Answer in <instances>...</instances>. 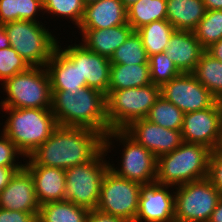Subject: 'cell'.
I'll list each match as a JSON object with an SVG mask.
<instances>
[{"label": "cell", "instance_id": "cell-1", "mask_svg": "<svg viewBox=\"0 0 222 222\" xmlns=\"http://www.w3.org/2000/svg\"><path fill=\"white\" fill-rule=\"evenodd\" d=\"M103 149L102 133L86 127L58 125L43 144L23 158V162L66 170L93 160Z\"/></svg>", "mask_w": 222, "mask_h": 222}, {"label": "cell", "instance_id": "cell-2", "mask_svg": "<svg viewBox=\"0 0 222 222\" xmlns=\"http://www.w3.org/2000/svg\"><path fill=\"white\" fill-rule=\"evenodd\" d=\"M51 93V111L59 126L86 127L104 136L109 132L105 94L88 86Z\"/></svg>", "mask_w": 222, "mask_h": 222}, {"label": "cell", "instance_id": "cell-3", "mask_svg": "<svg viewBox=\"0 0 222 222\" xmlns=\"http://www.w3.org/2000/svg\"><path fill=\"white\" fill-rule=\"evenodd\" d=\"M7 119L2 132L28 157L58 126L51 109L1 107Z\"/></svg>", "mask_w": 222, "mask_h": 222}, {"label": "cell", "instance_id": "cell-4", "mask_svg": "<svg viewBox=\"0 0 222 222\" xmlns=\"http://www.w3.org/2000/svg\"><path fill=\"white\" fill-rule=\"evenodd\" d=\"M211 152L205 145L183 142L157 158L156 182L177 187L207 178Z\"/></svg>", "mask_w": 222, "mask_h": 222}, {"label": "cell", "instance_id": "cell-5", "mask_svg": "<svg viewBox=\"0 0 222 222\" xmlns=\"http://www.w3.org/2000/svg\"><path fill=\"white\" fill-rule=\"evenodd\" d=\"M116 141L117 144L119 142V145H123L121 146L123 148L122 157L118 162L120 163L118 167L109 163V169L116 175L141 185L155 182L157 157L144 146L138 144L124 130H110L104 136V150L107 155L114 149Z\"/></svg>", "mask_w": 222, "mask_h": 222}, {"label": "cell", "instance_id": "cell-6", "mask_svg": "<svg viewBox=\"0 0 222 222\" xmlns=\"http://www.w3.org/2000/svg\"><path fill=\"white\" fill-rule=\"evenodd\" d=\"M46 25L29 20L3 24L11 47L30 67H45L57 47L58 38Z\"/></svg>", "mask_w": 222, "mask_h": 222}, {"label": "cell", "instance_id": "cell-7", "mask_svg": "<svg viewBox=\"0 0 222 222\" xmlns=\"http://www.w3.org/2000/svg\"><path fill=\"white\" fill-rule=\"evenodd\" d=\"M7 97L1 107L51 109V86L46 67H29L0 83Z\"/></svg>", "mask_w": 222, "mask_h": 222}, {"label": "cell", "instance_id": "cell-8", "mask_svg": "<svg viewBox=\"0 0 222 222\" xmlns=\"http://www.w3.org/2000/svg\"><path fill=\"white\" fill-rule=\"evenodd\" d=\"M160 86L150 83L143 87L108 90L106 117L110 130H124L133 121L144 119L156 99Z\"/></svg>", "mask_w": 222, "mask_h": 222}, {"label": "cell", "instance_id": "cell-9", "mask_svg": "<svg viewBox=\"0 0 222 222\" xmlns=\"http://www.w3.org/2000/svg\"><path fill=\"white\" fill-rule=\"evenodd\" d=\"M103 149L93 160L65 170L64 200L88 210L97 208L101 183L110 161Z\"/></svg>", "mask_w": 222, "mask_h": 222}, {"label": "cell", "instance_id": "cell-10", "mask_svg": "<svg viewBox=\"0 0 222 222\" xmlns=\"http://www.w3.org/2000/svg\"><path fill=\"white\" fill-rule=\"evenodd\" d=\"M220 198L208 178L175 187V222H208Z\"/></svg>", "mask_w": 222, "mask_h": 222}, {"label": "cell", "instance_id": "cell-11", "mask_svg": "<svg viewBox=\"0 0 222 222\" xmlns=\"http://www.w3.org/2000/svg\"><path fill=\"white\" fill-rule=\"evenodd\" d=\"M141 184L116 175L108 169L101 183L97 210L134 222L139 208Z\"/></svg>", "mask_w": 222, "mask_h": 222}, {"label": "cell", "instance_id": "cell-12", "mask_svg": "<svg viewBox=\"0 0 222 222\" xmlns=\"http://www.w3.org/2000/svg\"><path fill=\"white\" fill-rule=\"evenodd\" d=\"M160 95L184 114L212 107L218 99L192 73H181L160 87Z\"/></svg>", "mask_w": 222, "mask_h": 222}, {"label": "cell", "instance_id": "cell-13", "mask_svg": "<svg viewBox=\"0 0 222 222\" xmlns=\"http://www.w3.org/2000/svg\"><path fill=\"white\" fill-rule=\"evenodd\" d=\"M181 133L184 142L202 144L214 151L222 134L219 100L212 107L185 113Z\"/></svg>", "mask_w": 222, "mask_h": 222}, {"label": "cell", "instance_id": "cell-14", "mask_svg": "<svg viewBox=\"0 0 222 222\" xmlns=\"http://www.w3.org/2000/svg\"><path fill=\"white\" fill-rule=\"evenodd\" d=\"M174 190L175 187L156 181L141 185L139 208L134 222H175Z\"/></svg>", "mask_w": 222, "mask_h": 222}, {"label": "cell", "instance_id": "cell-15", "mask_svg": "<svg viewBox=\"0 0 222 222\" xmlns=\"http://www.w3.org/2000/svg\"><path fill=\"white\" fill-rule=\"evenodd\" d=\"M58 40L57 47L70 59L79 60V72L82 79H86L89 88L97 89L107 95L110 83V59L86 49L79 41V44L61 46ZM63 47V48H61Z\"/></svg>", "mask_w": 222, "mask_h": 222}, {"label": "cell", "instance_id": "cell-16", "mask_svg": "<svg viewBox=\"0 0 222 222\" xmlns=\"http://www.w3.org/2000/svg\"><path fill=\"white\" fill-rule=\"evenodd\" d=\"M124 131L157 158L174 151L184 142L181 130L164 128L145 118L133 121Z\"/></svg>", "mask_w": 222, "mask_h": 222}, {"label": "cell", "instance_id": "cell-17", "mask_svg": "<svg viewBox=\"0 0 222 222\" xmlns=\"http://www.w3.org/2000/svg\"><path fill=\"white\" fill-rule=\"evenodd\" d=\"M0 208L27 213H39L35 187L30 172L23 166L0 192Z\"/></svg>", "mask_w": 222, "mask_h": 222}, {"label": "cell", "instance_id": "cell-18", "mask_svg": "<svg viewBox=\"0 0 222 222\" xmlns=\"http://www.w3.org/2000/svg\"><path fill=\"white\" fill-rule=\"evenodd\" d=\"M24 167L32 176L40 206L48 202L64 201L65 169L37 164H24Z\"/></svg>", "mask_w": 222, "mask_h": 222}, {"label": "cell", "instance_id": "cell-19", "mask_svg": "<svg viewBox=\"0 0 222 222\" xmlns=\"http://www.w3.org/2000/svg\"><path fill=\"white\" fill-rule=\"evenodd\" d=\"M205 49L191 31L175 30L165 53L181 73H192Z\"/></svg>", "mask_w": 222, "mask_h": 222}, {"label": "cell", "instance_id": "cell-20", "mask_svg": "<svg viewBox=\"0 0 222 222\" xmlns=\"http://www.w3.org/2000/svg\"><path fill=\"white\" fill-rule=\"evenodd\" d=\"M127 23V9L121 0H99L85 6L78 29H108Z\"/></svg>", "mask_w": 222, "mask_h": 222}, {"label": "cell", "instance_id": "cell-21", "mask_svg": "<svg viewBox=\"0 0 222 222\" xmlns=\"http://www.w3.org/2000/svg\"><path fill=\"white\" fill-rule=\"evenodd\" d=\"M51 91L80 89L87 86L79 72V60H70L56 47L46 64Z\"/></svg>", "mask_w": 222, "mask_h": 222}, {"label": "cell", "instance_id": "cell-22", "mask_svg": "<svg viewBox=\"0 0 222 222\" xmlns=\"http://www.w3.org/2000/svg\"><path fill=\"white\" fill-rule=\"evenodd\" d=\"M81 44L88 50L111 58L115 50L122 45L134 31L127 23L108 29H78Z\"/></svg>", "mask_w": 222, "mask_h": 222}, {"label": "cell", "instance_id": "cell-23", "mask_svg": "<svg viewBox=\"0 0 222 222\" xmlns=\"http://www.w3.org/2000/svg\"><path fill=\"white\" fill-rule=\"evenodd\" d=\"M206 11L203 0H167L166 20L176 30L193 32Z\"/></svg>", "mask_w": 222, "mask_h": 222}, {"label": "cell", "instance_id": "cell-24", "mask_svg": "<svg viewBox=\"0 0 222 222\" xmlns=\"http://www.w3.org/2000/svg\"><path fill=\"white\" fill-rule=\"evenodd\" d=\"M150 83L149 64H111L108 90L143 87Z\"/></svg>", "mask_w": 222, "mask_h": 222}, {"label": "cell", "instance_id": "cell-25", "mask_svg": "<svg viewBox=\"0 0 222 222\" xmlns=\"http://www.w3.org/2000/svg\"><path fill=\"white\" fill-rule=\"evenodd\" d=\"M89 210L70 201L48 202L40 206L37 222H86Z\"/></svg>", "mask_w": 222, "mask_h": 222}, {"label": "cell", "instance_id": "cell-26", "mask_svg": "<svg viewBox=\"0 0 222 222\" xmlns=\"http://www.w3.org/2000/svg\"><path fill=\"white\" fill-rule=\"evenodd\" d=\"M166 17L167 0H138L127 9V22L134 31Z\"/></svg>", "mask_w": 222, "mask_h": 222}, {"label": "cell", "instance_id": "cell-27", "mask_svg": "<svg viewBox=\"0 0 222 222\" xmlns=\"http://www.w3.org/2000/svg\"><path fill=\"white\" fill-rule=\"evenodd\" d=\"M176 29L166 20H157L139 28L143 46L150 57L166 51L170 37Z\"/></svg>", "mask_w": 222, "mask_h": 222}, {"label": "cell", "instance_id": "cell-28", "mask_svg": "<svg viewBox=\"0 0 222 222\" xmlns=\"http://www.w3.org/2000/svg\"><path fill=\"white\" fill-rule=\"evenodd\" d=\"M41 12L42 0H0V24L16 20L42 22L38 19Z\"/></svg>", "mask_w": 222, "mask_h": 222}, {"label": "cell", "instance_id": "cell-29", "mask_svg": "<svg viewBox=\"0 0 222 222\" xmlns=\"http://www.w3.org/2000/svg\"><path fill=\"white\" fill-rule=\"evenodd\" d=\"M192 74L218 100L222 97V62L220 60L213 58L205 51Z\"/></svg>", "mask_w": 222, "mask_h": 222}, {"label": "cell", "instance_id": "cell-30", "mask_svg": "<svg viewBox=\"0 0 222 222\" xmlns=\"http://www.w3.org/2000/svg\"><path fill=\"white\" fill-rule=\"evenodd\" d=\"M184 113L160 95L145 119L164 128L181 130Z\"/></svg>", "mask_w": 222, "mask_h": 222}, {"label": "cell", "instance_id": "cell-31", "mask_svg": "<svg viewBox=\"0 0 222 222\" xmlns=\"http://www.w3.org/2000/svg\"><path fill=\"white\" fill-rule=\"evenodd\" d=\"M111 64H149V56L143 46L141 36L133 31L110 58Z\"/></svg>", "mask_w": 222, "mask_h": 222}, {"label": "cell", "instance_id": "cell-32", "mask_svg": "<svg viewBox=\"0 0 222 222\" xmlns=\"http://www.w3.org/2000/svg\"><path fill=\"white\" fill-rule=\"evenodd\" d=\"M195 37L206 50L222 39V10L206 11L205 16L193 31Z\"/></svg>", "mask_w": 222, "mask_h": 222}, {"label": "cell", "instance_id": "cell-33", "mask_svg": "<svg viewBox=\"0 0 222 222\" xmlns=\"http://www.w3.org/2000/svg\"><path fill=\"white\" fill-rule=\"evenodd\" d=\"M43 14L68 19L78 28L84 15L85 5L82 0H42Z\"/></svg>", "mask_w": 222, "mask_h": 222}, {"label": "cell", "instance_id": "cell-34", "mask_svg": "<svg viewBox=\"0 0 222 222\" xmlns=\"http://www.w3.org/2000/svg\"><path fill=\"white\" fill-rule=\"evenodd\" d=\"M149 69L152 83L160 87L181 74L165 52L149 57Z\"/></svg>", "mask_w": 222, "mask_h": 222}, {"label": "cell", "instance_id": "cell-35", "mask_svg": "<svg viewBox=\"0 0 222 222\" xmlns=\"http://www.w3.org/2000/svg\"><path fill=\"white\" fill-rule=\"evenodd\" d=\"M29 67L27 62L11 46L0 49V81L2 83L17 73L26 71Z\"/></svg>", "mask_w": 222, "mask_h": 222}, {"label": "cell", "instance_id": "cell-36", "mask_svg": "<svg viewBox=\"0 0 222 222\" xmlns=\"http://www.w3.org/2000/svg\"><path fill=\"white\" fill-rule=\"evenodd\" d=\"M22 156L24 157V155L16 148L13 141L10 140L1 131L0 132V166H3V167H23L24 164L22 162H17V161H19L20 157H21V159L23 158Z\"/></svg>", "mask_w": 222, "mask_h": 222}, {"label": "cell", "instance_id": "cell-37", "mask_svg": "<svg viewBox=\"0 0 222 222\" xmlns=\"http://www.w3.org/2000/svg\"><path fill=\"white\" fill-rule=\"evenodd\" d=\"M207 178L219 190L222 197V157L215 151L210 155Z\"/></svg>", "mask_w": 222, "mask_h": 222}, {"label": "cell", "instance_id": "cell-38", "mask_svg": "<svg viewBox=\"0 0 222 222\" xmlns=\"http://www.w3.org/2000/svg\"><path fill=\"white\" fill-rule=\"evenodd\" d=\"M38 213H27L0 208V222H37Z\"/></svg>", "mask_w": 222, "mask_h": 222}, {"label": "cell", "instance_id": "cell-39", "mask_svg": "<svg viewBox=\"0 0 222 222\" xmlns=\"http://www.w3.org/2000/svg\"><path fill=\"white\" fill-rule=\"evenodd\" d=\"M86 222H127L123 218L103 213L97 209L89 210Z\"/></svg>", "mask_w": 222, "mask_h": 222}, {"label": "cell", "instance_id": "cell-40", "mask_svg": "<svg viewBox=\"0 0 222 222\" xmlns=\"http://www.w3.org/2000/svg\"><path fill=\"white\" fill-rule=\"evenodd\" d=\"M22 167H3L0 166V192L8 185L16 171Z\"/></svg>", "mask_w": 222, "mask_h": 222}, {"label": "cell", "instance_id": "cell-41", "mask_svg": "<svg viewBox=\"0 0 222 222\" xmlns=\"http://www.w3.org/2000/svg\"><path fill=\"white\" fill-rule=\"evenodd\" d=\"M205 51L210 54L213 58L222 62V39L212 44Z\"/></svg>", "mask_w": 222, "mask_h": 222}, {"label": "cell", "instance_id": "cell-42", "mask_svg": "<svg viewBox=\"0 0 222 222\" xmlns=\"http://www.w3.org/2000/svg\"><path fill=\"white\" fill-rule=\"evenodd\" d=\"M208 222H222V197L219 199Z\"/></svg>", "mask_w": 222, "mask_h": 222}, {"label": "cell", "instance_id": "cell-43", "mask_svg": "<svg viewBox=\"0 0 222 222\" xmlns=\"http://www.w3.org/2000/svg\"><path fill=\"white\" fill-rule=\"evenodd\" d=\"M205 8L209 10H222V0H203Z\"/></svg>", "mask_w": 222, "mask_h": 222}, {"label": "cell", "instance_id": "cell-44", "mask_svg": "<svg viewBox=\"0 0 222 222\" xmlns=\"http://www.w3.org/2000/svg\"><path fill=\"white\" fill-rule=\"evenodd\" d=\"M10 46L9 38L4 26L3 24H0V49L8 48Z\"/></svg>", "mask_w": 222, "mask_h": 222}, {"label": "cell", "instance_id": "cell-45", "mask_svg": "<svg viewBox=\"0 0 222 222\" xmlns=\"http://www.w3.org/2000/svg\"><path fill=\"white\" fill-rule=\"evenodd\" d=\"M219 156L222 157V134H221V137L218 141V144H217V147L216 149L214 150Z\"/></svg>", "mask_w": 222, "mask_h": 222}, {"label": "cell", "instance_id": "cell-46", "mask_svg": "<svg viewBox=\"0 0 222 222\" xmlns=\"http://www.w3.org/2000/svg\"><path fill=\"white\" fill-rule=\"evenodd\" d=\"M124 7L126 9H128L131 5H133L134 3H136L138 0H121Z\"/></svg>", "mask_w": 222, "mask_h": 222}, {"label": "cell", "instance_id": "cell-47", "mask_svg": "<svg viewBox=\"0 0 222 222\" xmlns=\"http://www.w3.org/2000/svg\"><path fill=\"white\" fill-rule=\"evenodd\" d=\"M82 1H83L84 5L86 6V5H88V4L97 2V1H99V0H82Z\"/></svg>", "mask_w": 222, "mask_h": 222}, {"label": "cell", "instance_id": "cell-48", "mask_svg": "<svg viewBox=\"0 0 222 222\" xmlns=\"http://www.w3.org/2000/svg\"><path fill=\"white\" fill-rule=\"evenodd\" d=\"M219 102H220L221 108H222V97L219 99Z\"/></svg>", "mask_w": 222, "mask_h": 222}]
</instances>
